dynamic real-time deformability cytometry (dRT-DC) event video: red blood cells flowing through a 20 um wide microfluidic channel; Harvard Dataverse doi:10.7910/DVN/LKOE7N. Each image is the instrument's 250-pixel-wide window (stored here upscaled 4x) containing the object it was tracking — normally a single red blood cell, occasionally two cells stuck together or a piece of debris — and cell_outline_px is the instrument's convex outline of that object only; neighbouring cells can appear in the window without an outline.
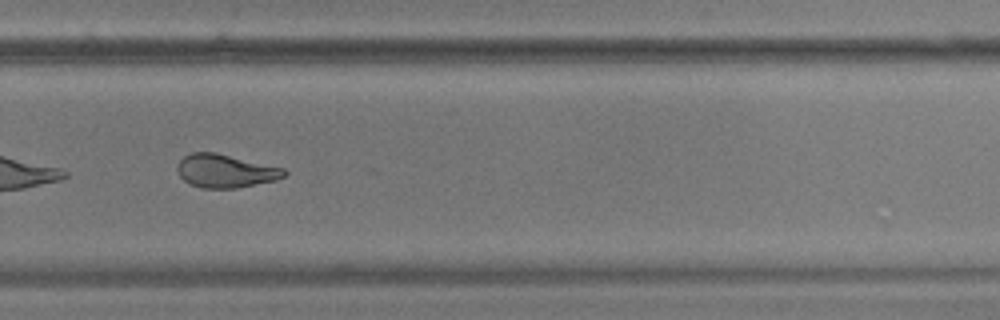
{"species": "common noctule bat (a hibernating species)", "species_latin": "Nyctalus noctula", "temperature_condition": "warm", "stored_images_in_passage": 53, "camera_frame_rate_fps": 3000, "um_per_image_px": 0.085, "animal": {"sex": "male", "body_mass_g": 17.9, "forearm_length_mm": 54.2}, "frame": {"image": 1, "passage_image": 38, "time_ms": 12.333, "image_size_px": [1000, 320], "cell_outline_px": [[288, 172], [284, 176], [276, 180], [236, 188], [200, 188], [184, 180], [180, 176], [176, 168], [176, 164], [184, 156], [192, 152], [216, 152], [284, 168]], "centroid_in_image_um": [19.15, 14.52], "position_along_channel_um": 310.7, "area_um2": 20.75}, "authors_computed_cell_mechanics": {"area_um2": 23.4668, "velocity_mm_per_s": 3.697, "shape_relaxation_time_tau1_ms": 9.6932, "shape_relaxation_time_tau2_ms": 2.3916, "deformation_change_tau1": 0.2488, "deformation_change_tau2": 0.0993}}